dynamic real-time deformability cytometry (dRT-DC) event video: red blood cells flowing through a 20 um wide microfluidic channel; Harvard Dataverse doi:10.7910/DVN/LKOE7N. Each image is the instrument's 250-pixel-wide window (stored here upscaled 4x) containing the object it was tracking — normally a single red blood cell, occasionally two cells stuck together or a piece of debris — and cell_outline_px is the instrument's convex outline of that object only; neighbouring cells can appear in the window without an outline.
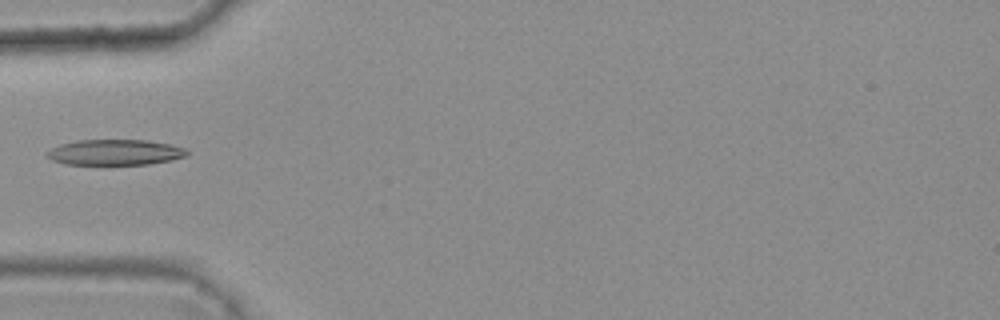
{"species": "common noctule bat (a hibernating species)", "species_latin": "Nyctalus noctula", "temperature_condition": "warm", "stored_images_in_passage": 6, "camera_frame_rate_fps": 3000, "um_per_image_px": 0.085, "animal": {"sex": "female", "body_mass_g": 25.1}, "frame": {"image": 1, "passage_image": 5, "time_ms": 1.333, "image_size_px": [1000, 320], "cell_outline_px": [[188, 156], [172, 160], [148, 164], [68, 164], [52, 160], [44, 156], [44, 152], [60, 144], [76, 140], [148, 140], [168, 144], [184, 148], [188, 152]], "centroid_in_image_um": [9.75, 12.94], "position_along_channel_um": 75.3, "area_um2": 20.92}}
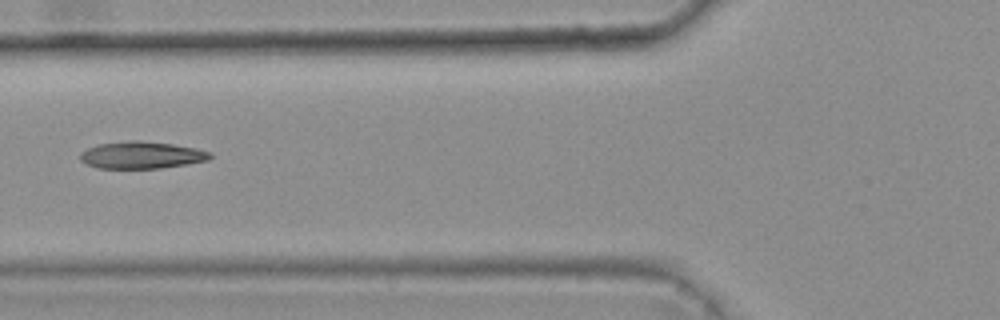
{"frame": {"image": 2, "passage_image": 6, "time_ms": 1.667, "image_size_px": [1000, 320], "cell_outline_px": [[212, 156], [208, 160], [160, 168], [96, 168], [80, 160], [80, 152], [88, 148], [100, 144], [128, 140], [140, 140], [172, 144], [196, 148], [212, 152]], "centroid_in_image_um": [12.03, 13.17], "position_along_channel_um": 113.8, "area_um2": 20.4}}